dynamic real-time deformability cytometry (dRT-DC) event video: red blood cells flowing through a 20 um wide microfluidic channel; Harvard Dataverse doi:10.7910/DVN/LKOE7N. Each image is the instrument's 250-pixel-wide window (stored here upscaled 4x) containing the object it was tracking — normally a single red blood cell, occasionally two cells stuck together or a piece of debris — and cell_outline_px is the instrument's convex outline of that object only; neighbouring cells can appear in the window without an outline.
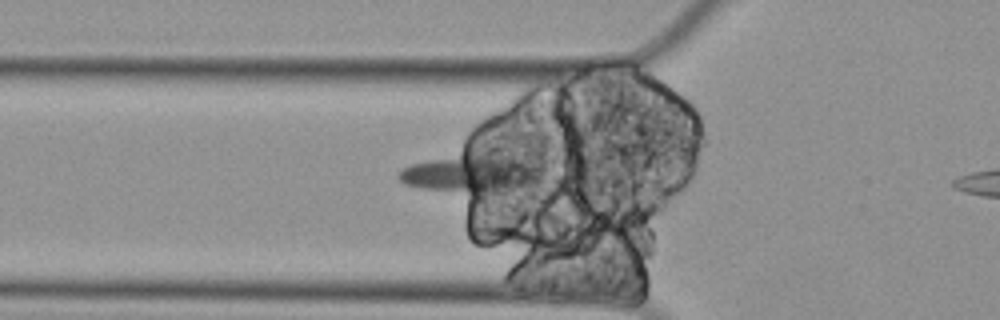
{"species": "Egyptian fruit bat (a non-hibernating species)", "species_latin": "Rousettus aegyptiacus", "temperature_condition": "cold", "stored_images_in_passage": 38, "camera_frame_rate_fps": 3000, "um_per_image_px": 0.085, "animal": {"sex": "female"}, "frame": {"image": 1, "passage_image": 9, "time_ms": 2.667, "image_size_px": [1000, 320], "cell_outline_px": [[540, 180], [520, 184], [468, 192], [424, 188], [404, 184], [396, 176], [404, 168], [412, 164], [464, 140], [492, 148], [536, 168], [540, 172]], "centroid_in_image_um": [39.79, 14.42], "position_along_channel_um": 86.0, "area_um2": 33.7}}
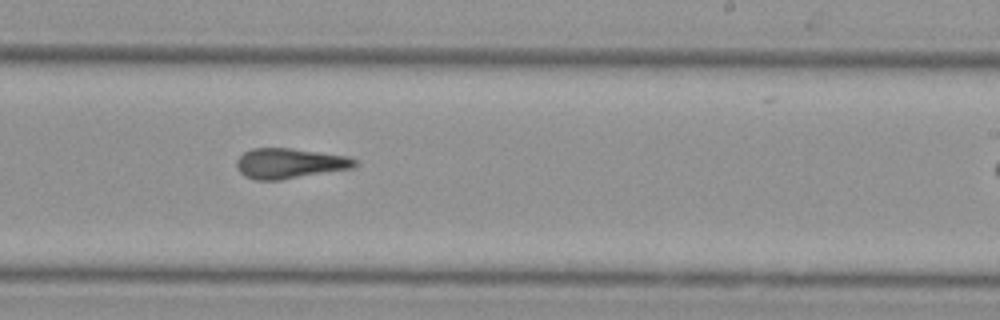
{"frame": {"image": 2, "passage_image": 25, "time_ms": 8.0, "image_size_px": [1000, 320], "cell_outline_px": [[360, 164], [352, 168], [280, 180], [256, 180], [244, 176], [240, 172], [236, 164], [236, 160], [244, 152], [252, 148], [292, 148], [348, 156], [356, 160]], "centroid_in_image_um": [24.62, 13.88], "position_along_channel_um": 264.4, "area_um2": 20.87}}
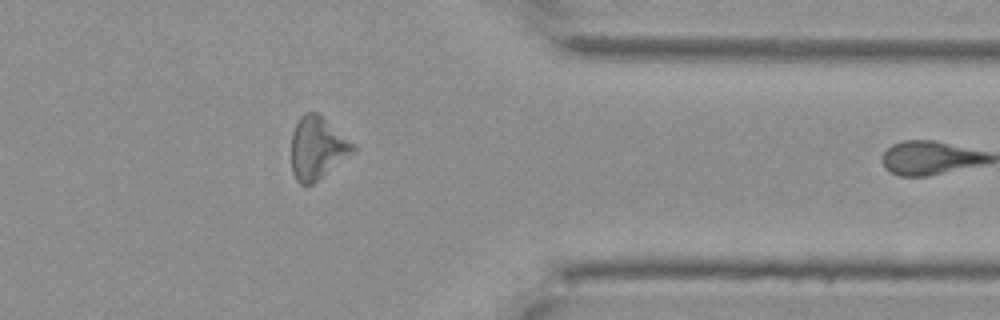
{"frame": {"image": 3, "passage_image": 37, "time_ms": 12.0, "image_size_px": [1000, 320], "cell_outline_px": [[356, 148], [352, 152], [312, 184], [300, 184], [296, 180], [292, 172], [292, 132], [300, 116], [304, 112], [316, 112], [356, 144]], "centroid_in_image_um": [26.95, 12.56], "position_along_channel_um": 384.5, "area_um2": 22.02}}